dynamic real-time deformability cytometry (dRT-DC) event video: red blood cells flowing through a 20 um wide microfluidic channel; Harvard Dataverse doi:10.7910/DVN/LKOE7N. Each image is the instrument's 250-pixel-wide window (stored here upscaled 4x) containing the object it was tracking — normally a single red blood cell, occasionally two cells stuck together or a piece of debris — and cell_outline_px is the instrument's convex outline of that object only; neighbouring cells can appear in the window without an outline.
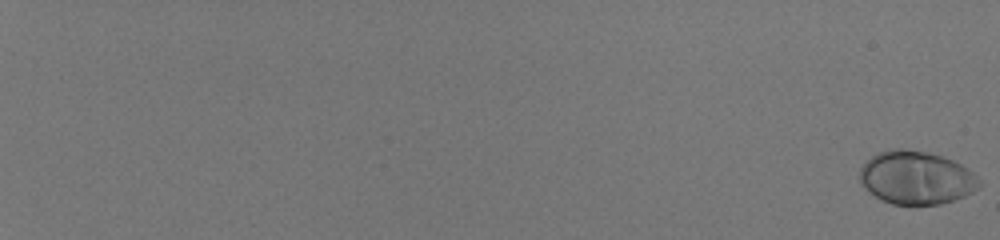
{"species": "human", "species_latin": "Homo sapiens", "temperature_condition": "room temperature", "stored_images_in_passage": 59, "camera_frame_rate_fps": 3000, "um_per_image_px": 0.085, "donor": {"sex": "male"}, "frame": {"image": 1, "passage_image": 1, "time_ms": 0.0, "image_size_px": [1000, 240], "cell_outline_px": [[980, 188], [964, 196], [940, 204], [892, 204], [876, 196], [864, 188], [860, 184], [860, 168], [872, 156], [880, 152], [892, 148], [900, 148], [928, 152], [952, 160], [968, 168], [980, 180]], "centroid_in_image_um": [77.88, 15.1], "position_along_channel_um": 7.1, "area_um2": 36.82}}
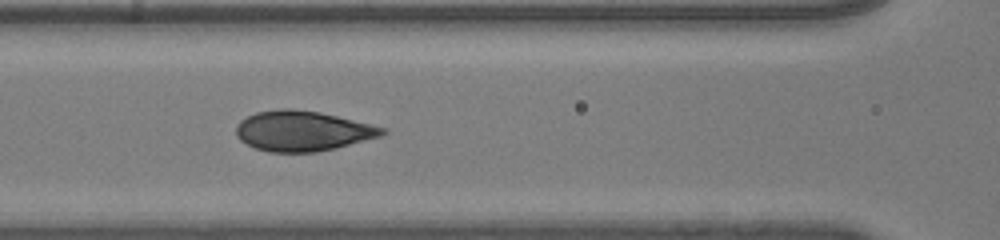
{"frame": {"image": 2, "passage_image": 34, "time_ms": 11.0, "image_size_px": [1000, 240], "cell_outline_px": [[388, 132], [380, 136], [336, 148], [316, 152], [268, 152], [256, 148], [240, 140], [236, 136], [236, 124], [240, 120], [256, 112], [280, 108], [292, 108], [320, 112], [388, 128]], "centroid_in_image_um": [25.71, 11.12], "position_along_channel_um": 140.9, "area_um2": 34.33}}
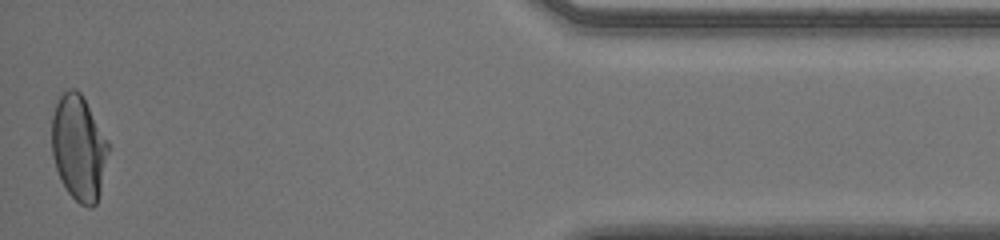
{"frame": {"image": 3, "passage_image": 59, "time_ms": 19.333, "image_size_px": [1000, 240], "cell_outline_px": [[108, 152], [100, 192], [96, 204], [92, 208], [88, 208], [80, 204], [68, 192], [60, 180], [52, 156], [52, 116], [56, 104], [60, 96], [68, 88], [76, 88], [80, 92], [108, 140]], "centroid_in_image_um": [6.68, 12.57], "position_along_channel_um": 428.5, "area_um2": 34.62}, "authors_computed_cell_mechanics": {"area_um2": 34.6222, "velocity_mm_per_s": 4.0498, "shape_relaxation_time_tau1_ms": 4.1887, "shape_relaxation_time_tau2_ms": null, "deformation_change_tau1": 0.2072, "deformation_change_tau2": null}}